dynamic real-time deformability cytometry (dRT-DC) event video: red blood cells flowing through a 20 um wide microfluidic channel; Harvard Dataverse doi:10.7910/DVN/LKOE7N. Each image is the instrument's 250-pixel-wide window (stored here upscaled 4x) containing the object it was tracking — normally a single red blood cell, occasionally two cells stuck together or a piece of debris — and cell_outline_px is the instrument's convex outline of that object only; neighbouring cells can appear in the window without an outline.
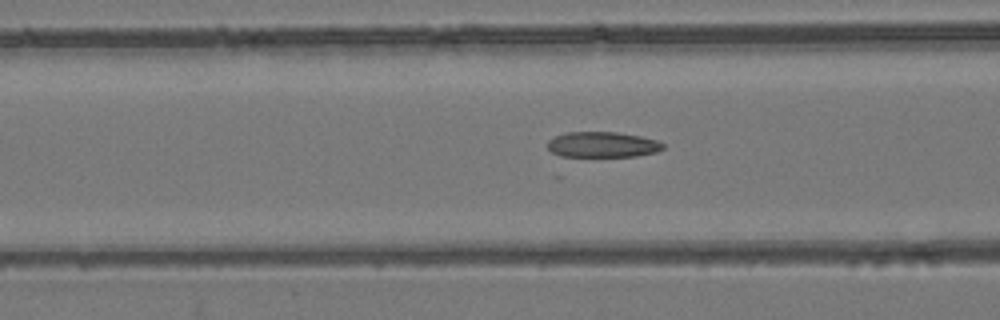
{"species": "common noctule bat (a hibernating species)", "species_latin": "Nyctalus noctula", "temperature_condition": "room temperature", "stored_images_in_passage": 56, "camera_frame_rate_fps": 3000, "um_per_image_px": 0.085, "animal": {"sex": "female", "body_mass_g": 24.6, "forearm_length_mm": 56.2}, "frame": {"image": 1, "passage_image": 23, "time_ms": 7.333, "image_size_px": [1000, 320], "cell_outline_px": [[664, 148], [656, 152], [636, 156], [560, 156], [552, 152], [548, 148], [548, 140], [556, 136], [568, 132], [616, 132], [640, 136], [656, 140], [664, 144]], "centroid_in_image_um": [51.22, 12.29], "position_along_channel_um": 115.4, "area_um2": 17.05}}
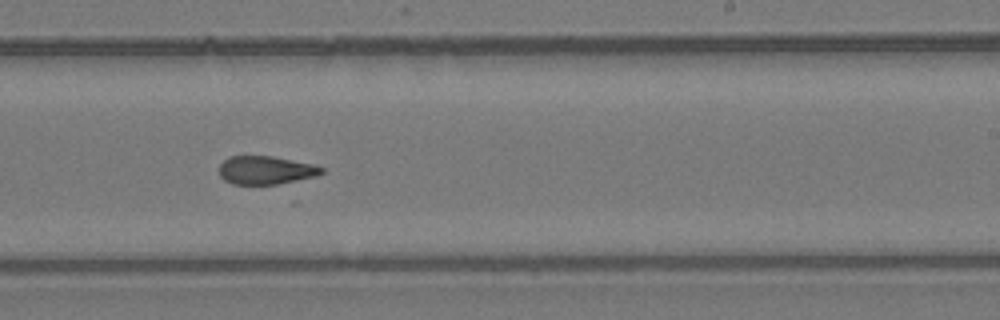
{"frame": {"image": 2, "passage_image": 35, "time_ms": 11.333, "image_size_px": [1000, 320], "cell_outline_px": [[324, 172], [316, 176], [276, 184], [232, 184], [224, 180], [220, 176], [220, 164], [228, 156], [272, 156], [312, 164], [324, 168]], "centroid_in_image_um": [22.57, 14.46], "position_along_channel_um": 266.4, "area_um2": 16.76}}
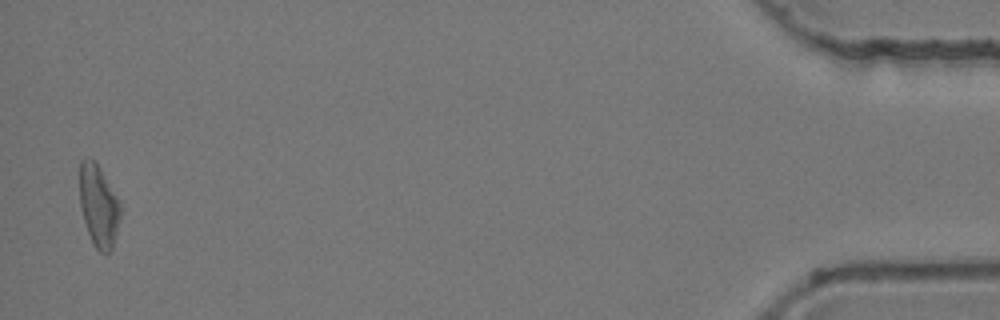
{"frame": {"image": 3, "passage_image": 55, "time_ms": 18.0, "image_size_px": [1000, 320], "cell_outline_px": [[120, 216], [112, 248], [108, 252], [100, 252], [92, 244], [80, 208], [80, 160], [88, 156], [100, 168], [120, 200]], "centroid_in_image_um": [8.37, 17.48], "position_along_channel_um": 426.8, "area_um2": 19.36}, "authors_computed_cell_mechanics": {"area_um2": 18.8428, "velocity_mm_per_s": 3.8052, "shape_relaxation_time_tau1_ms": null, "shape_relaxation_time_tau2_ms": 2.7223, "deformation_change_tau1": null, "deformation_change_tau2": 0.0966}}